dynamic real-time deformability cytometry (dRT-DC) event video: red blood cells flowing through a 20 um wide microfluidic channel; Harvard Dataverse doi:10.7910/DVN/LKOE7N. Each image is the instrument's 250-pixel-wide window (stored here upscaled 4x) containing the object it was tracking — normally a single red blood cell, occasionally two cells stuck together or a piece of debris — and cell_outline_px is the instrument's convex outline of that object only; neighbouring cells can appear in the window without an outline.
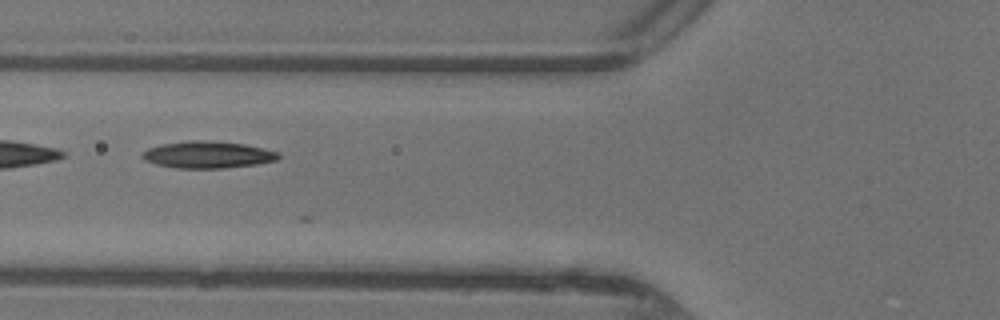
{"species": "common noctule bat (a hibernating species)", "species_latin": "Nyctalus noctula", "temperature_condition": "warm", "stored_images_in_passage": 12, "camera_frame_rate_fps": 3000, "um_per_image_px": 0.085, "animal": {"sex": "female"}, "frame": {"image": 1, "passage_image": 6, "time_ms": 1.667, "image_size_px": [1000, 320], "cell_outline_px": [[280, 156], [276, 160], [256, 164], [224, 168], [176, 168], [156, 164], [144, 160], [140, 156], [140, 152], [148, 148], [160, 144], [188, 140], [208, 140], [244, 144], [264, 148], [280, 152]], "centroid_in_image_um": [17.62, 13.14], "position_along_channel_um": 108.2, "area_um2": 21.56}}
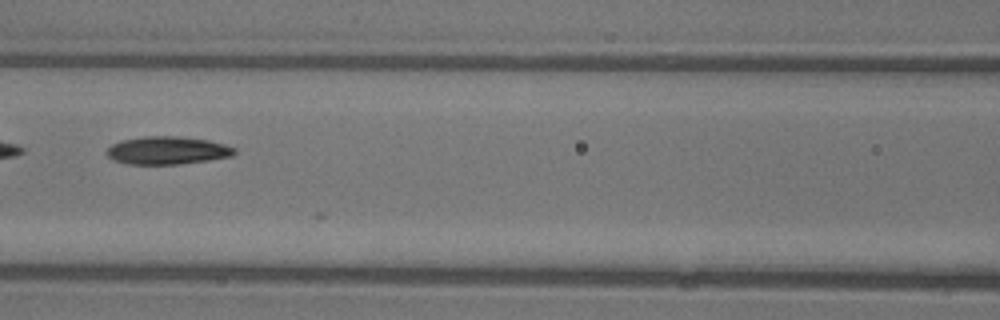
{"frame": {"image": 2, "passage_image": 9, "time_ms": 2.667, "image_size_px": [1000, 320], "cell_outline_px": [[236, 152], [232, 156], [208, 160], [180, 164], [128, 164], [112, 160], [104, 152], [112, 144], [120, 140], [144, 136], [180, 136], [208, 140], [224, 144], [236, 148]], "centroid_in_image_um": [14.2, 12.78], "position_along_channel_um": 152.4, "area_um2": 20.92}}